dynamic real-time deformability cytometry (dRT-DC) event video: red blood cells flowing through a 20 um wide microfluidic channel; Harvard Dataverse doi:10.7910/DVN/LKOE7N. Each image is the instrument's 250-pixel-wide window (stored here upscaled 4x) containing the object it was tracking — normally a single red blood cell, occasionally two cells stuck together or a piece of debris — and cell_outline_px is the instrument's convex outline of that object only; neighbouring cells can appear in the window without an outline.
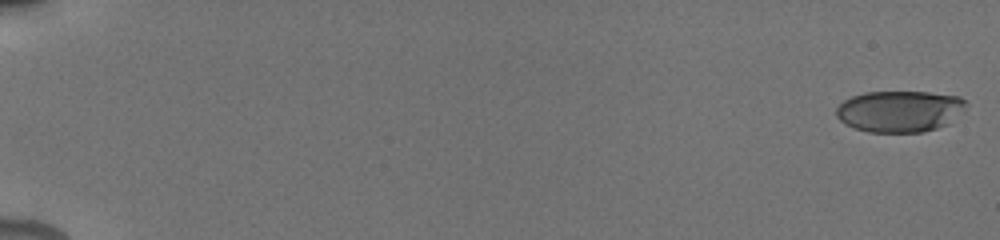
{"species": "human", "species_latin": "Homo sapiens", "temperature_condition": "cold", "stored_images_in_passage": 14, "camera_frame_rate_fps": 3000, "um_per_image_px": 0.085, "donor": {"sex": "male"}, "frame": {"image": 1, "passage_image": 1, "time_ms": 0.0, "image_size_px": [1000, 240], "cell_outline_px": [[968, 104], [964, 112], [948, 124], [924, 132], [868, 132], [844, 124], [836, 116], [836, 108], [844, 100], [852, 96], [864, 92], [928, 92], [960, 96]], "centroid_in_image_um": [76.5, 9.45], "position_along_channel_um": 8.5, "area_um2": 31.62}}
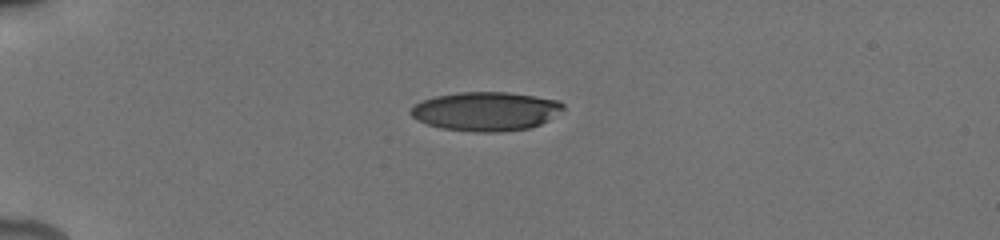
{"frame": {"image": 2, "passage_image": 8, "time_ms": 5.0, "image_size_px": [1000, 240], "cell_outline_px": [[564, 108], [548, 120], [540, 124], [528, 128], [500, 132], [476, 132], [440, 128], [428, 124], [412, 116], [408, 112], [420, 100], [436, 96], [460, 92], [508, 92], [560, 100], [564, 104]], "centroid_in_image_um": [41.3, 9.45], "position_along_channel_um": 43.7, "area_um2": 34.51}}
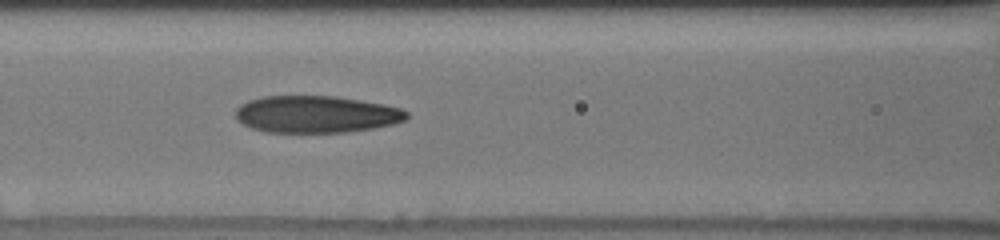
{"frame": {"image": 3, "passage_image": 13, "time_ms": 8.667, "image_size_px": [1000, 240], "cell_outline_px": [[408, 120], [392, 124], [372, 128], [348, 132], [264, 132], [252, 128], [236, 120], [236, 108], [240, 104], [248, 100], [260, 96], [336, 96], [384, 104], [400, 108], [408, 112]], "centroid_in_image_um": [26.86, 9.71], "position_along_channel_um": 139.7, "area_um2": 37.11}}